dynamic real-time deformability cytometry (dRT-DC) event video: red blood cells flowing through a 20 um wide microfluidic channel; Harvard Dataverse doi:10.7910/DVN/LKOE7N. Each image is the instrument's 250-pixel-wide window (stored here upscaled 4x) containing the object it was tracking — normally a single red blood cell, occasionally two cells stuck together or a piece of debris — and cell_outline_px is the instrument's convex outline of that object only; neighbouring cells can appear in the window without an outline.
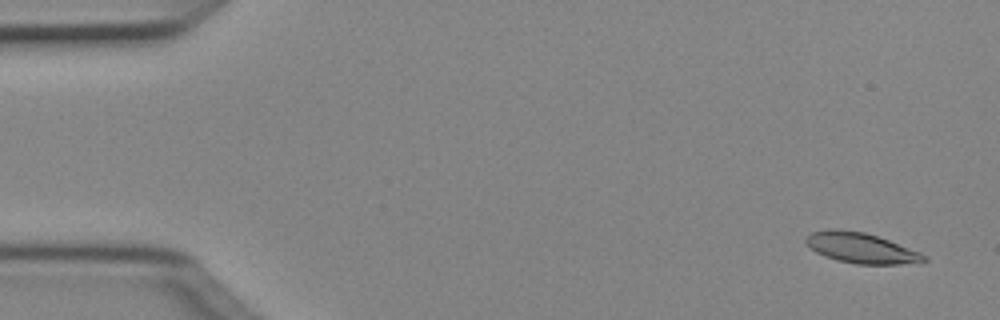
{"species": "Egyptian fruit bat (a non-hibernating species)", "species_latin": "Rousettus aegyptiacus", "temperature_condition": "cold", "stored_images_in_passage": 3, "camera_frame_rate_fps": 3000, "um_per_image_px": 0.085, "animal": {"sex": "female"}, "frame": {"image": 1, "passage_image": 1, "time_ms": 0.0, "image_size_px": [1000, 320], "cell_outline_px": [[928, 260], [920, 264], [856, 264], [836, 260], [824, 256], [816, 252], [804, 240], [804, 236], [812, 232], [864, 232], [888, 240], [920, 252], [928, 256]], "centroid_in_image_um": [73.3, 21.15], "position_along_channel_um": 11.7, "area_um2": 20.29}}